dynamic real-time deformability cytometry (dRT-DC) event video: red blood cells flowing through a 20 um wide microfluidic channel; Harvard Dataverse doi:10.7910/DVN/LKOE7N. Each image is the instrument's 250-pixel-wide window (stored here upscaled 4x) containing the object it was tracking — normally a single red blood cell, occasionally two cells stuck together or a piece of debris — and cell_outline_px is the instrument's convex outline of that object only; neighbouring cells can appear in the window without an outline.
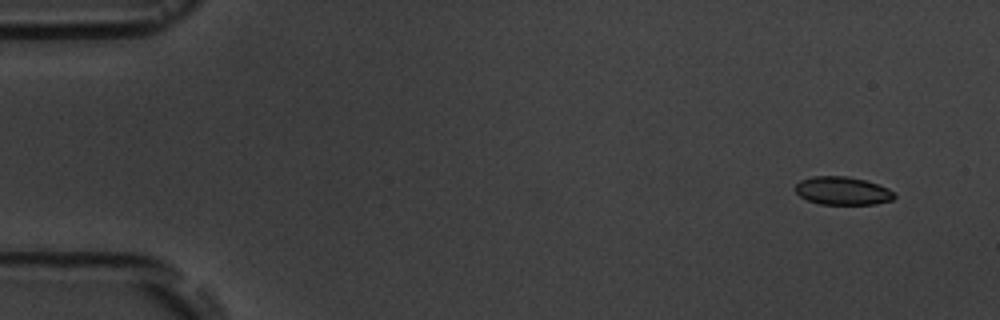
{"species": "common noctule bat (a hibernating species)", "species_latin": "Nyctalus noctula", "temperature_condition": "room temperature", "stored_images_in_passage": 6, "camera_frame_rate_fps": 3000, "um_per_image_px": 0.085, "animal": {"sex": "male", "body_mass_g": 19.5, "forearm_length_mm": 54.6}, "frame": {"image": 1, "passage_image": 1, "time_ms": 0.0, "image_size_px": [1000, 320], "cell_outline_px": [[896, 196], [892, 200], [876, 204], [820, 204], [808, 200], [800, 196], [796, 192], [796, 184], [800, 180], [812, 176], [848, 176], [864, 180], [888, 188]], "centroid_in_image_um": [71.61, 16.22], "position_along_channel_um": 13.4, "area_um2": 16.13}}
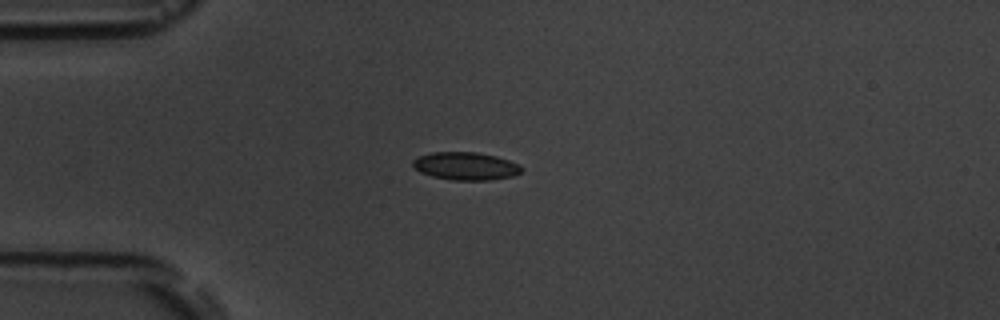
{"frame": {"image": 2, "passage_image": 4, "time_ms": 3.667, "image_size_px": [1000, 320], "cell_outline_px": [[524, 168], [520, 172], [512, 176], [488, 180], [452, 180], [432, 176], [420, 172], [412, 164], [412, 160], [420, 156], [432, 152], [476, 152], [496, 156], [520, 164]], "centroid_in_image_um": [39.59, 14.11], "position_along_channel_um": 45.4, "area_um2": 17.57}}
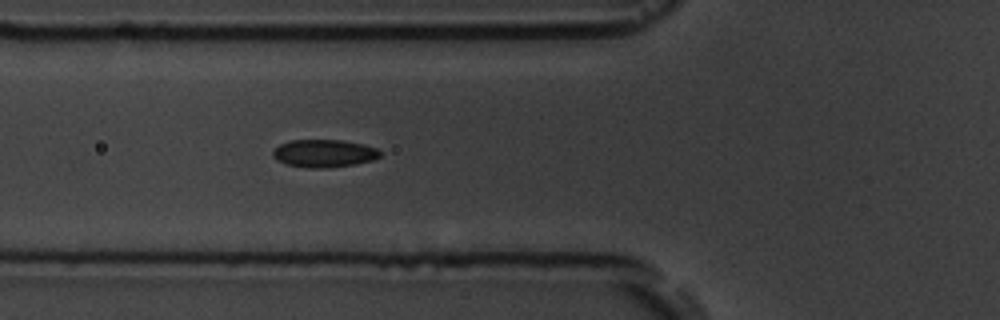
{"frame": {"image": 3, "passage_image": 6, "time_ms": 5.667, "image_size_px": [1000, 320], "cell_outline_px": [[380, 156], [372, 160], [356, 164], [328, 168], [308, 168], [288, 164], [276, 160], [272, 156], [272, 152], [280, 144], [288, 140], [344, 140], [364, 144], [376, 148], [380, 152]], "centroid_in_image_um": [27.53, 13.03], "position_along_channel_um": 98.3, "area_um2": 17.4}}